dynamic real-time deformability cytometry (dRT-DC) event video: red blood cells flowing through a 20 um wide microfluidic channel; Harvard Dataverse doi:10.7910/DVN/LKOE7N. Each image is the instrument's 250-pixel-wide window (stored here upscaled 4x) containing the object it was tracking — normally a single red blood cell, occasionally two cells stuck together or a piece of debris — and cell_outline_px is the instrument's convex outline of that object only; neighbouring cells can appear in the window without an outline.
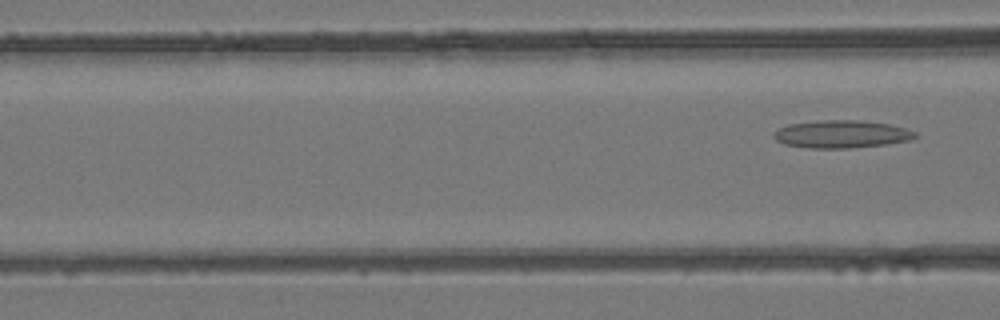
{"species": "common noctule bat (a hibernating species)", "species_latin": "Nyctalus noctula", "temperature_condition": "room temperature", "stored_images_in_passage": 3, "camera_frame_rate_fps": 3000, "um_per_image_px": 0.085, "animal": {"sex": "female", "body_mass_g": 24.6, "forearm_length_mm": 56.2}, "frame": {"image": 1, "passage_image": 3, "time_ms": 3.333, "image_size_px": [1000, 320], "cell_outline_px": [[916, 136], [912, 140], [884, 144], [848, 148], [808, 148], [784, 144], [776, 140], [772, 136], [772, 132], [788, 124], [816, 120], [856, 120], [888, 124], [904, 128], [916, 132]], "centroid_in_image_um": [71.47, 11.4], "position_along_channel_um": 95.1, "area_um2": 22.77}}